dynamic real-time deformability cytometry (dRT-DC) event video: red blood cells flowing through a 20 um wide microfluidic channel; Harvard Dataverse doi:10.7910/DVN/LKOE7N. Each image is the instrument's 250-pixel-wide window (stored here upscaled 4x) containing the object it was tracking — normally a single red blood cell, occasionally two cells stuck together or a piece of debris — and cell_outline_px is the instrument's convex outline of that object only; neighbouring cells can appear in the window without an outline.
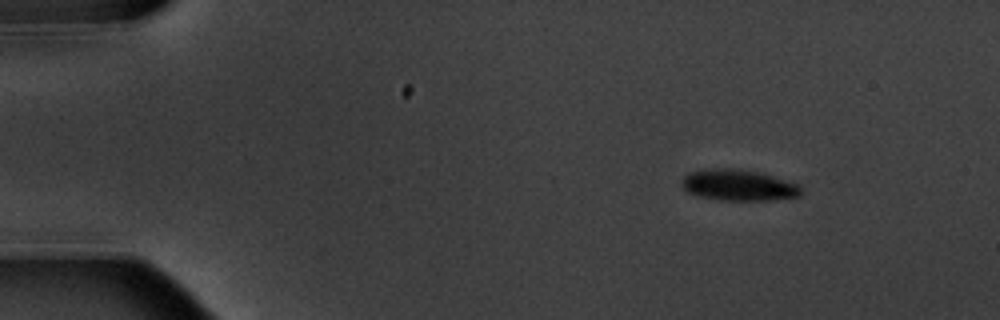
{"species": "common noctule bat (a hibernating species)", "species_latin": "Nyctalus noctula", "temperature_condition": "warm", "stored_images_in_passage": 5, "camera_frame_rate_fps": 3000, "um_per_image_px": 0.085, "animal": {"sex": "male", "body_mass_g": 20.1, "forearm_length_mm": 53.5}, "frame": {"image": 1, "passage_image": 1, "time_ms": 0.0, "image_size_px": [1000, 320], "cell_outline_px": [[800, 196], [772, 200], [720, 200], [696, 196], [688, 192], [680, 184], [680, 180], [688, 172], [704, 168], [740, 168], [760, 172], [800, 184]], "centroid_in_image_um": [62.72, 15.72], "position_along_channel_um": 22.3, "area_um2": 22.08}}
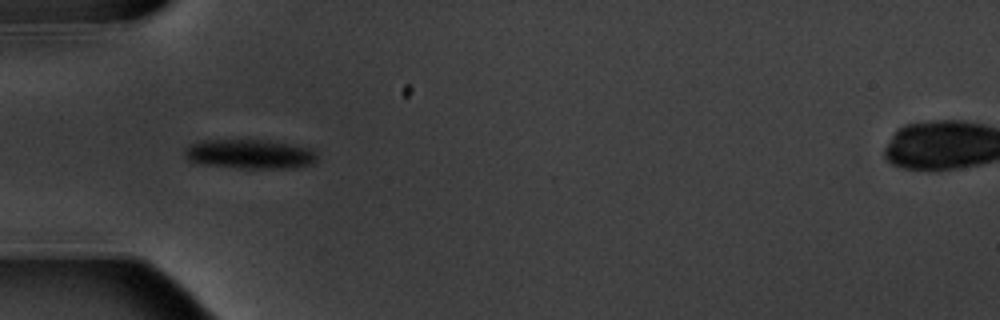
{"frame": {"image": 2, "passage_image": 4, "time_ms": 3.667, "image_size_px": [1000, 320], "cell_outline_px": [[316, 160], [312, 164], [300, 168], [240, 168], [192, 164], [184, 156], [184, 148], [188, 144], [204, 140], [268, 140], [312, 148], [316, 152]], "centroid_in_image_um": [21.19, 13.11], "position_along_channel_um": 63.8, "area_um2": 23.24}}